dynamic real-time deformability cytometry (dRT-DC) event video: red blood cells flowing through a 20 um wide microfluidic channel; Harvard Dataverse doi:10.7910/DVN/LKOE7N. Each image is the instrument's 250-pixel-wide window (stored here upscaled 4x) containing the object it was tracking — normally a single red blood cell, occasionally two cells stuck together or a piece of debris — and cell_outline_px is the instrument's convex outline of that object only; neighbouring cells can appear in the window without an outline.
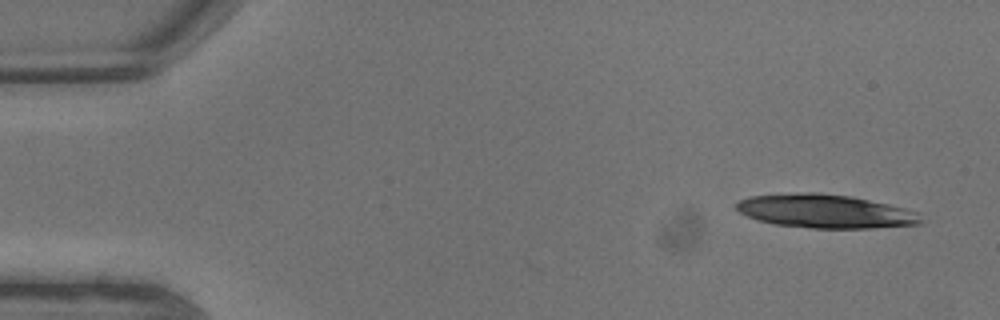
{"species": "common noctule bat (a hibernating species)", "species_latin": "Nyctalus noctula", "temperature_condition": "warm", "stored_images_in_passage": 4, "camera_frame_rate_fps": 3000, "um_per_image_px": 0.085, "animal": {"sex": "male", "body_mass_g": 13.3}, "frame": {"image": 1, "passage_image": 1, "time_ms": 0.0, "image_size_px": [1000, 320], "cell_outline_px": [[924, 224], [872, 228], [812, 228], [776, 224], [756, 220], [740, 212], [736, 208], [736, 204], [740, 200], [748, 196], [808, 192], [820, 192], [852, 196], [888, 204], [920, 212], [924, 220]], "centroid_in_image_um": [70.22, 17.95], "position_along_channel_um": 14.8, "area_um2": 36.41}}